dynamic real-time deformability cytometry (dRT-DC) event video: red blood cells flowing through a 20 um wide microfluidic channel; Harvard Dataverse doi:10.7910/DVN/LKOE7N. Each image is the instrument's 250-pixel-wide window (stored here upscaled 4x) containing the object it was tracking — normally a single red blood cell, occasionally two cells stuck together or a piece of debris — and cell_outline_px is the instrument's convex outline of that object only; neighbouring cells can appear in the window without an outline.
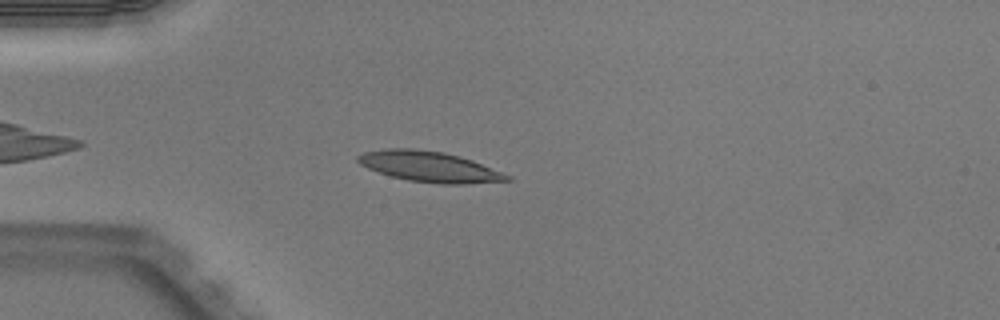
{"species": "Egyptian fruit bat (a non-hibernating species)", "species_latin": "Rousettus aegyptiacus", "temperature_condition": "warm", "stored_images_in_passage": 36, "camera_frame_rate_fps": 3000, "um_per_image_px": 0.085, "animal": {"sex": "male"}, "frame": {"image": 1, "passage_image": 5, "time_ms": 1.333, "image_size_px": [1000, 320], "cell_outline_px": [[512, 180], [464, 184], [440, 184], [408, 180], [392, 176], [368, 168], [360, 164], [356, 160], [356, 156], [364, 152], [388, 148], [412, 148], [444, 152], [460, 156], [472, 160], [512, 176]], "centroid_in_image_um": [36.51, 14.16], "position_along_channel_um": 48.5, "area_um2": 26.47}}
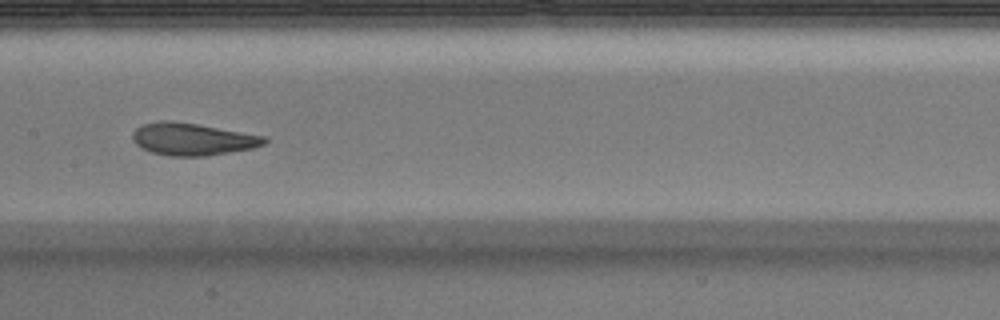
{"frame": {"image": 2, "passage_image": 17, "time_ms": 5.333, "image_size_px": [1000, 320], "cell_outline_px": [[268, 140], [264, 144], [252, 148], [208, 156], [172, 156], [152, 152], [140, 148], [132, 140], [132, 132], [136, 128], [144, 124], [160, 120], [172, 120], [268, 136]], "centroid_in_image_um": [16.36, 11.82], "position_along_channel_um": 191.0, "area_um2": 24.91}}
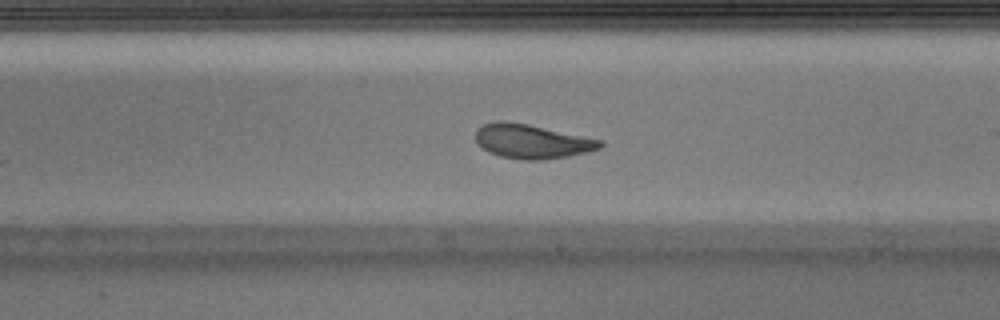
{"frame": {"image": 3, "passage_image": 21, "time_ms": 6.667, "image_size_px": [1000, 320], "cell_outline_px": [[604, 144], [600, 148], [588, 152], [568, 156], [544, 160], [528, 160], [500, 156], [488, 152], [476, 140], [476, 128], [484, 124], [496, 120], [504, 120], [528, 124], [604, 140]], "centroid_in_image_um": [45.23, 12.01], "position_along_channel_um": 243.8, "area_um2": 24.91}, "authors_computed_cell_mechanics": {"area_um2": 24.9407, "velocity_mm_per_s": 3.9691, "shape_relaxation_time_tau1_ms": 3.4118, "shape_relaxation_time_tau2_ms": 1.3545, "deformation_change_tau1": 0.1489, "deformation_change_tau2": 0.0707}}